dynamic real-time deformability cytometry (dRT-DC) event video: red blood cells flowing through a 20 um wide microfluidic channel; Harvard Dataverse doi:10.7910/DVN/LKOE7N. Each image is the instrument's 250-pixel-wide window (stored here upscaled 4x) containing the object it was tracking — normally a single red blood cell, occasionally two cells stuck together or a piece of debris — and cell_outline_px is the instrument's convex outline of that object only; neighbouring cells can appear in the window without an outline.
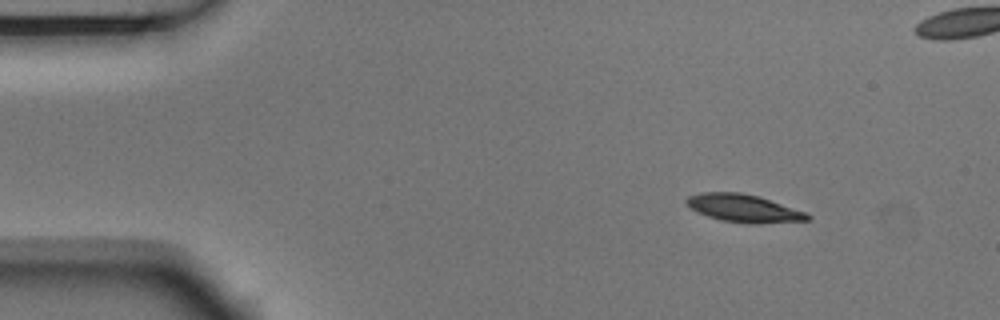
{"species": "Egyptian fruit bat (a non-hibernating species)", "species_latin": "Rousettus aegyptiacus", "temperature_condition": "room temperature", "stored_images_in_passage": 4, "camera_frame_rate_fps": 3000, "um_per_image_px": 0.085, "animal": {"sex": "male"}, "frame": {"image": 1, "passage_image": 1, "time_ms": 0.0, "image_size_px": [1000, 320], "cell_outline_px": [[812, 216], [808, 220], [756, 224], [752, 224], [720, 220], [708, 216], [692, 208], [684, 200], [688, 196], [704, 192], [740, 192], [760, 196], [808, 212]], "centroid_in_image_um": [63.28, 17.7], "position_along_channel_um": 21.7, "area_um2": 19.65}}